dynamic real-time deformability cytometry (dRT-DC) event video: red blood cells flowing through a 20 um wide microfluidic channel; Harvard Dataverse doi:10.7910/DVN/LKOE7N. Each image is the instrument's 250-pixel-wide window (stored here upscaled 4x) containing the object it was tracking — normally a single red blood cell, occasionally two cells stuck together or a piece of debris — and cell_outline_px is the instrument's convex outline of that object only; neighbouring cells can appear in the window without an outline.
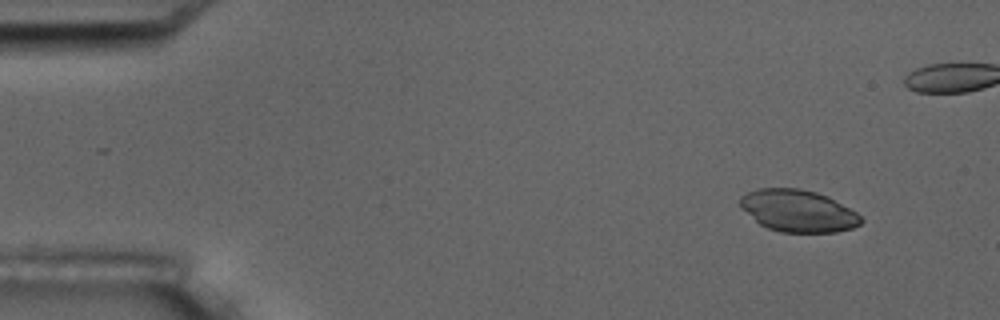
{"species": "common noctule bat (a hibernating species)", "species_latin": "Nyctalus noctula", "temperature_condition": "room temperature", "stored_images_in_passage": 6, "camera_frame_rate_fps": 3000, "um_per_image_px": 0.085, "animal": {"sex": "male", "body_mass_g": 17.5, "forearm_length_mm": 52.3}, "frame": {"image": 1, "passage_image": 2, "time_ms": 1.333, "image_size_px": [1000, 320], "cell_outline_px": [[864, 220], [860, 224], [852, 228], [836, 232], [780, 232], [768, 228], [760, 224], [740, 208], [740, 196], [748, 192], [760, 188], [800, 188], [816, 192], [828, 196], [856, 212]], "centroid_in_image_um": [67.83, 17.92], "position_along_channel_um": 17.2, "area_um2": 29.59}}